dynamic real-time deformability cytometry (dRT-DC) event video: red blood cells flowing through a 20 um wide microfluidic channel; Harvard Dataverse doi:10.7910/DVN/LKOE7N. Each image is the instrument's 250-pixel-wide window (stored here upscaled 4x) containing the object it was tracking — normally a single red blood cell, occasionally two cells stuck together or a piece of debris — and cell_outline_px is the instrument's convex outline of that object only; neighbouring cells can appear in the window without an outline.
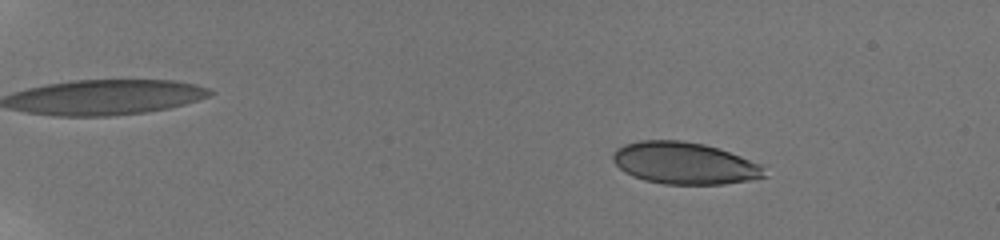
{"species": "human", "species_latin": "Homo sapiens", "temperature_condition": "room temperature", "stored_images_in_passage": 35, "camera_frame_rate_fps": 3000, "um_per_image_px": 0.085, "donor": {"sex": "male"}, "frame": {"image": 1, "passage_image": 6, "time_ms": 2.0, "image_size_px": [1000, 240], "cell_outline_px": [[768, 176], [748, 180], [724, 184], [664, 184], [644, 180], [624, 172], [612, 160], [612, 152], [616, 148], [624, 144], [640, 140], [680, 140], [704, 144], [720, 148], [760, 164]], "centroid_in_image_um": [58.15, 13.86], "position_along_channel_um": 26.9, "area_um2": 37.11}}
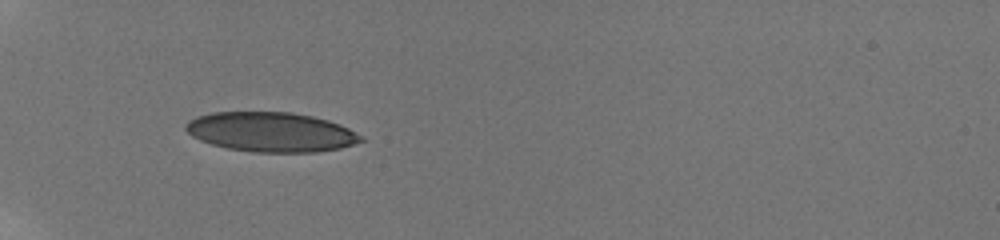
{"frame": {"image": 2, "passage_image": 18, "time_ms": 6.0, "image_size_px": [1000, 240], "cell_outline_px": [[364, 140], [340, 148], [316, 152], [252, 152], [228, 148], [212, 144], [200, 140], [192, 136], [184, 128], [184, 124], [188, 120], [196, 116], [212, 112], [292, 112], [312, 116], [328, 120], [348, 128], [364, 136]], "centroid_in_image_um": [23.01, 11.21], "position_along_channel_um": 62.0, "area_um2": 40.52}}
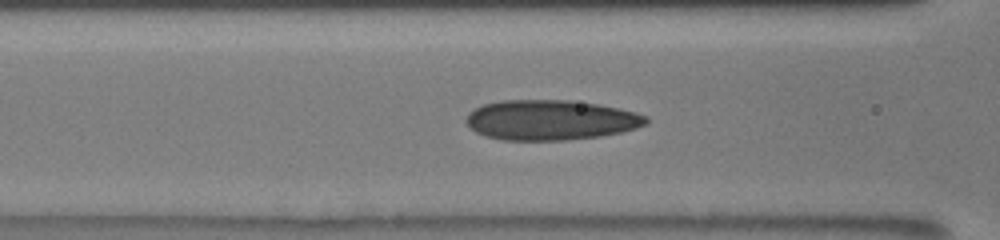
{"frame": {"image": 3, "passage_image": 27, "time_ms": 8.0, "image_size_px": [1000, 240], "cell_outline_px": [[648, 124], [636, 128], [620, 132], [600, 136], [568, 140], [504, 140], [488, 136], [476, 132], [464, 120], [468, 112], [484, 104], [504, 100], [568, 100], [596, 104], [636, 112], [648, 116]], "centroid_in_image_um": [46.81, 10.2], "position_along_channel_um": 119.8, "area_um2": 41.91}}